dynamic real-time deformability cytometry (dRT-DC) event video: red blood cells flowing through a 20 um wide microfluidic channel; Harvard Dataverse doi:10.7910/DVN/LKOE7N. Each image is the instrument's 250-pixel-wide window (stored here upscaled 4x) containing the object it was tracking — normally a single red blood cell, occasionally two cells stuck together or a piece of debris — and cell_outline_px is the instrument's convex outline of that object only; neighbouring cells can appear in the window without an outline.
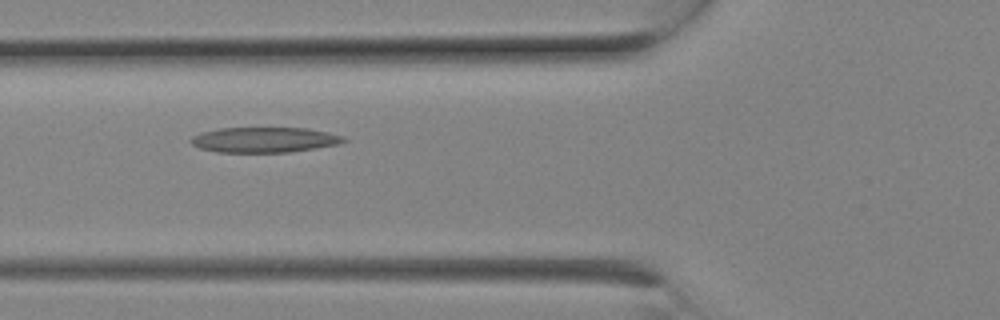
{"species": "Egyptian fruit bat (a non-hibernating species)", "species_latin": "Rousettus aegyptiacus", "temperature_condition": "room temperature", "stored_images_in_passage": 9, "camera_frame_rate_fps": 3000, "um_per_image_px": 0.085, "animal": {"sex": "female"}, "frame": {"image": 1, "passage_image": 8, "time_ms": 2.333, "image_size_px": [1000, 320], "cell_outline_px": [[348, 140], [336, 144], [288, 152], [216, 152], [200, 148], [192, 144], [188, 140], [192, 136], [200, 132], [220, 128], [308, 128], [344, 136]], "centroid_in_image_um": [22.41, 11.87], "position_along_channel_um": 103.4, "area_um2": 22.37}}
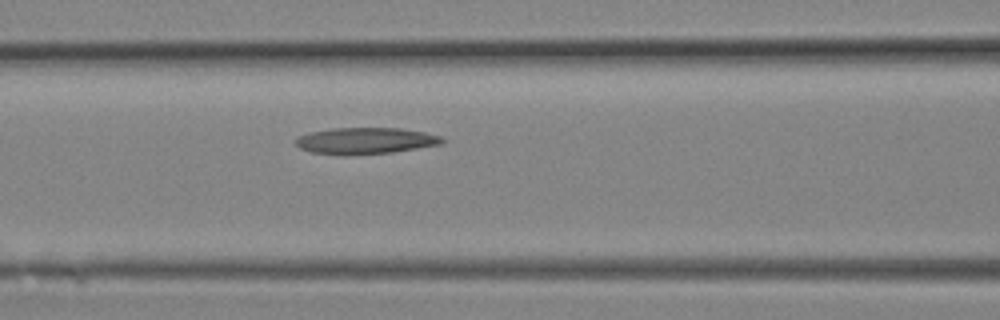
{"frame": {"image": 2, "passage_image": 9, "time_ms": 2.667, "image_size_px": [1000, 320], "cell_outline_px": [[444, 140], [440, 144], [392, 152], [344, 156], [312, 152], [300, 148], [296, 144], [296, 136], [308, 132], [332, 128], [400, 128], [424, 132], [440, 136]], "centroid_in_image_um": [30.99, 11.96], "position_along_channel_um": 135.6, "area_um2": 22.6}}